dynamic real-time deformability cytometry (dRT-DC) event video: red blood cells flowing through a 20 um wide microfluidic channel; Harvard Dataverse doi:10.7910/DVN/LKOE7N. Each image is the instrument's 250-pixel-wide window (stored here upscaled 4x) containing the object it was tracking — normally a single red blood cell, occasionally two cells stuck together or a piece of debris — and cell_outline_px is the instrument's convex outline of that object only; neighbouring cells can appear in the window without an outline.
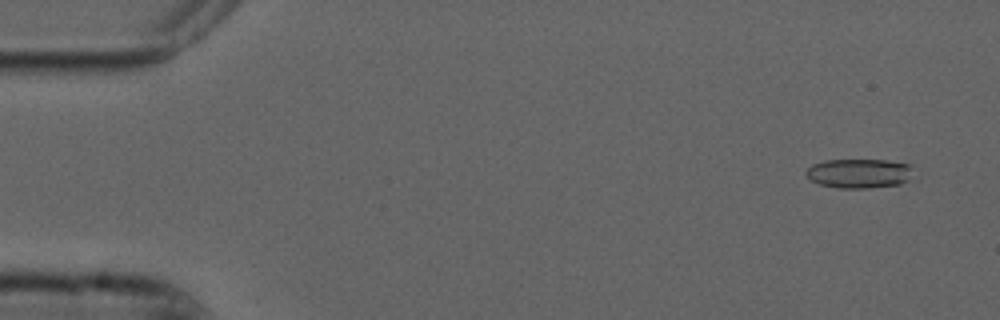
{"species": "common noctule bat (a hibernating species)", "species_latin": "Nyctalus noctula", "temperature_condition": "cold", "stored_images_in_passage": 17, "camera_frame_rate_fps": 3000, "um_per_image_px": 0.085, "animal": {"sex": "male", "forearm_length_mm": 52.5}, "frame": {"image": 1, "passage_image": 3, "time_ms": 0.667, "image_size_px": [1000, 320], "cell_outline_px": [[908, 180], [900, 184], [868, 188], [836, 188], [820, 184], [812, 180], [804, 172], [812, 164], [824, 160], [884, 160], [908, 164]], "centroid_in_image_um": [72.93, 14.74], "position_along_channel_um": 12.1, "area_um2": 17.98}}
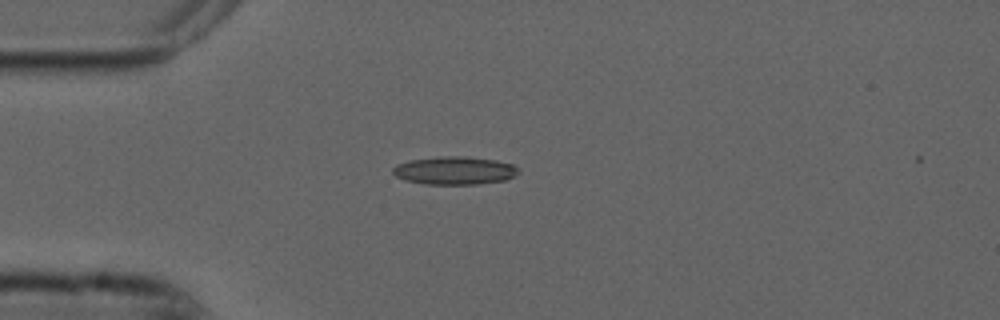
{"frame": {"image": 2, "passage_image": 14, "time_ms": 4.333, "image_size_px": [1000, 320], "cell_outline_px": [[520, 172], [504, 180], [476, 184], [424, 184], [404, 180], [396, 176], [392, 172], [392, 168], [396, 164], [408, 160], [440, 156], [464, 156], [496, 160], [512, 164], [520, 168]], "centroid_in_image_um": [38.61, 14.49], "position_along_channel_um": 46.4, "area_um2": 20.63}}